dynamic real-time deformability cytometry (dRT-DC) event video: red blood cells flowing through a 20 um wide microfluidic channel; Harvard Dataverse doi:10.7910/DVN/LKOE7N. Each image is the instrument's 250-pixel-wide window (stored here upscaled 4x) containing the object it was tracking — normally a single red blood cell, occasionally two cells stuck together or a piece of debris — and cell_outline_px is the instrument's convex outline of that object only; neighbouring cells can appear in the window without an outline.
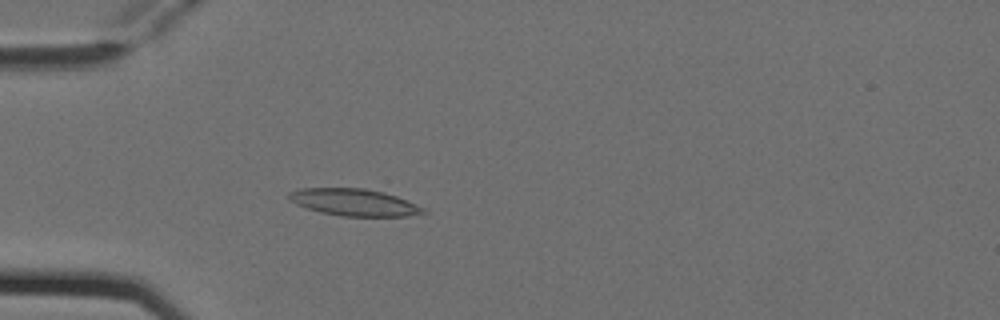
{"species": "Egyptian fruit bat (a non-hibernating species)", "species_latin": "Rousettus aegyptiacus", "temperature_condition": "cold", "stored_images_in_passage": 3, "camera_frame_rate_fps": 3000, "um_per_image_px": 0.085, "animal": {"sex": "female"}, "frame": {"image": 1, "passage_image": 3, "time_ms": 0.667, "image_size_px": [1000, 320], "cell_outline_px": [[428, 212], [408, 216], [340, 216], [320, 212], [296, 204], [288, 196], [288, 192], [300, 188], [364, 188], [384, 192], [396, 196], [424, 208]], "centroid_in_image_um": [30.09, 17.19], "position_along_channel_um": 54.9, "area_um2": 20.98}}